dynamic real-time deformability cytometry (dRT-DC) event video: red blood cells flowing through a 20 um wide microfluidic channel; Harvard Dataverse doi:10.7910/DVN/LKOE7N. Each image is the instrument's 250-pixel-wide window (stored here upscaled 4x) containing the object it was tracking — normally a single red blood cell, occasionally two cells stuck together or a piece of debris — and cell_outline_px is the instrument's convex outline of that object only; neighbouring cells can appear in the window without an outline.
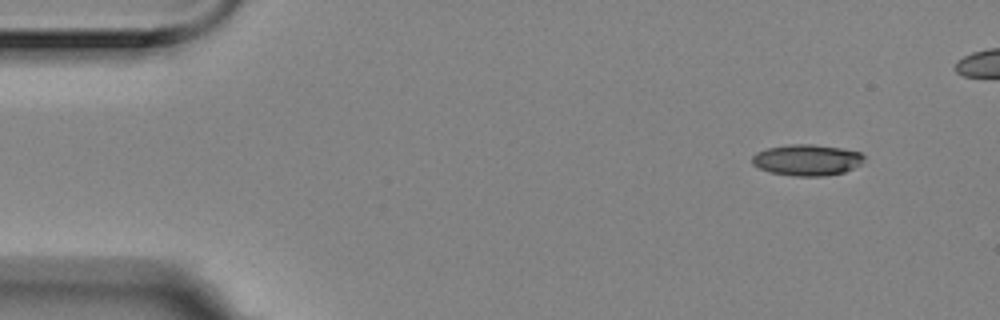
{"species": "Egyptian fruit bat (a non-hibernating species)", "species_latin": "Rousettus aegyptiacus", "temperature_condition": "room temperature", "stored_images_in_passage": 4, "camera_frame_rate_fps": 3000, "um_per_image_px": 0.085, "animal": {"sex": "female"}, "frame": {"image": 1, "passage_image": 1, "time_ms": 0.0, "image_size_px": [1000, 320], "cell_outline_px": [[864, 156], [860, 164], [844, 172], [824, 176], [792, 176], [768, 172], [752, 164], [752, 156], [756, 152], [768, 148], [788, 144], [812, 144], [840, 148], [860, 152]], "centroid_in_image_um": [68.55, 13.6], "position_along_channel_um": 16.5, "area_um2": 20.29}}
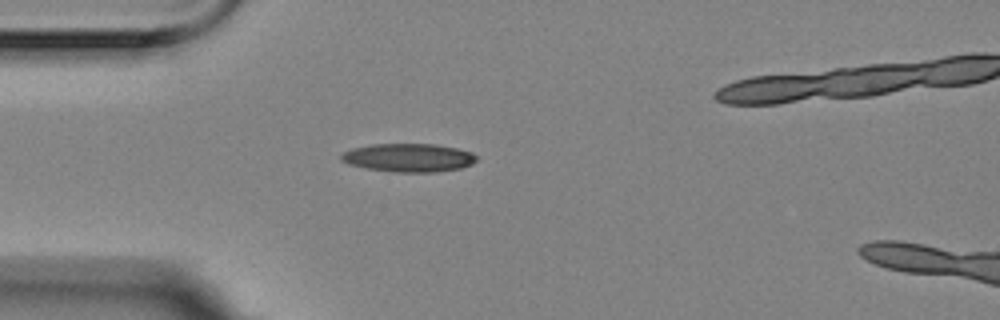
{"frame": {"image": 2, "passage_image": 3, "time_ms": 0.667, "image_size_px": [1000, 320], "cell_outline_px": [[476, 160], [472, 164], [460, 168], [432, 172], [396, 172], [364, 168], [348, 164], [340, 160], [340, 156], [344, 152], [352, 148], [372, 144], [436, 144], [456, 148], [472, 152], [476, 156]], "centroid_in_image_um": [34.7, 13.4], "position_along_channel_um": 50.3, "area_um2": 22.37}}